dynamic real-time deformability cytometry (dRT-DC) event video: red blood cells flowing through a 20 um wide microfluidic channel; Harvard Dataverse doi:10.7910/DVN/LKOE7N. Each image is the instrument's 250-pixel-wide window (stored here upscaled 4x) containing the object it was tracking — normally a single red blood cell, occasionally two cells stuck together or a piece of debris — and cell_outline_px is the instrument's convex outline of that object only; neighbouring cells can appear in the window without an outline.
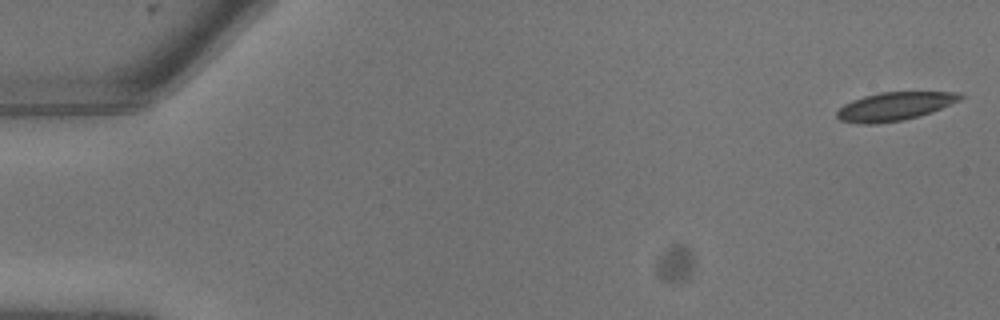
{"species": "common noctule bat (a hibernating species)", "species_latin": "Nyctalus noctula", "temperature_condition": "warm", "stored_images_in_passage": 9, "camera_frame_rate_fps": 3000, "um_per_image_px": 0.085, "animal": {"sex": "male", "body_mass_g": 13.3}, "frame": {"image": 1, "passage_image": 1, "time_ms": 0.0, "image_size_px": [1000, 320], "cell_outline_px": [[964, 96], [960, 100], [932, 112], [920, 116], [904, 120], [876, 124], [856, 124], [840, 120], [836, 116], [836, 112], [844, 104], [852, 100], [864, 96], [880, 92], [960, 92]], "centroid_in_image_um": [76.03, 9.05], "position_along_channel_um": 9.0, "area_um2": 20.52}}
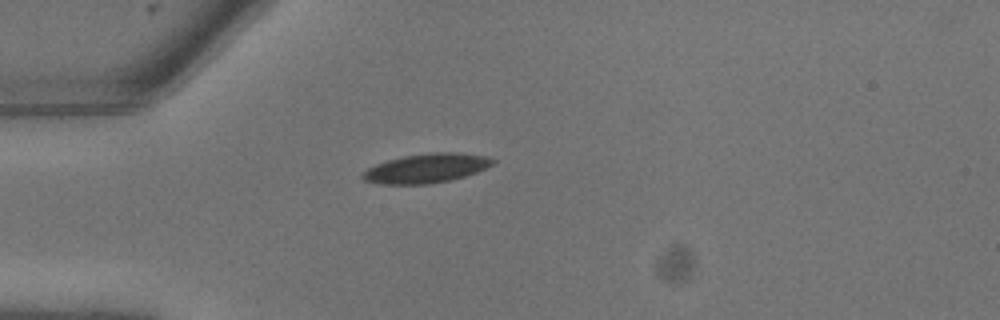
{"frame": {"image": 2, "passage_image": 7, "time_ms": 2.0, "image_size_px": [1000, 320], "cell_outline_px": [[496, 160], [492, 164], [476, 172], [452, 180], [428, 184], [380, 184], [364, 180], [360, 176], [368, 168], [376, 164], [388, 160], [404, 156], [432, 152], [456, 152], [484, 156]], "centroid_in_image_um": [36.21, 14.31], "position_along_channel_um": 48.8, "area_um2": 21.96}}
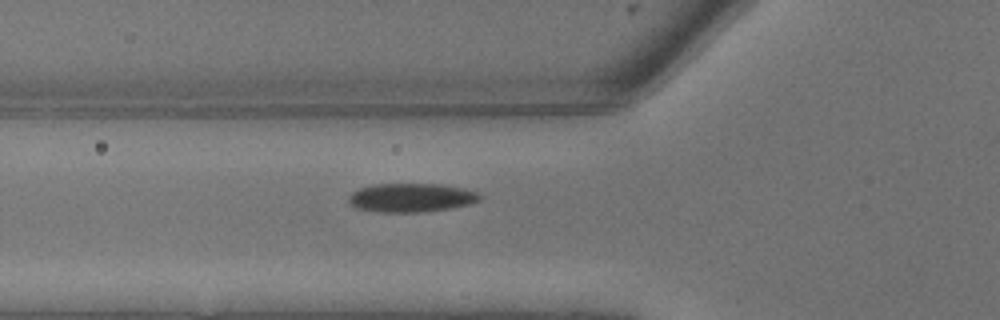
{"frame": {"image": 3, "passage_image": 9, "time_ms": 2.667, "image_size_px": [1000, 320], "cell_outline_px": [[484, 196], [480, 200], [472, 204], [452, 208], [424, 212], [376, 212], [356, 208], [348, 200], [348, 196], [352, 192], [360, 188], [376, 184], [440, 184], [464, 188], [480, 192]], "centroid_in_image_um": [35.02, 16.8], "position_along_channel_um": 90.8, "area_um2": 22.31}}